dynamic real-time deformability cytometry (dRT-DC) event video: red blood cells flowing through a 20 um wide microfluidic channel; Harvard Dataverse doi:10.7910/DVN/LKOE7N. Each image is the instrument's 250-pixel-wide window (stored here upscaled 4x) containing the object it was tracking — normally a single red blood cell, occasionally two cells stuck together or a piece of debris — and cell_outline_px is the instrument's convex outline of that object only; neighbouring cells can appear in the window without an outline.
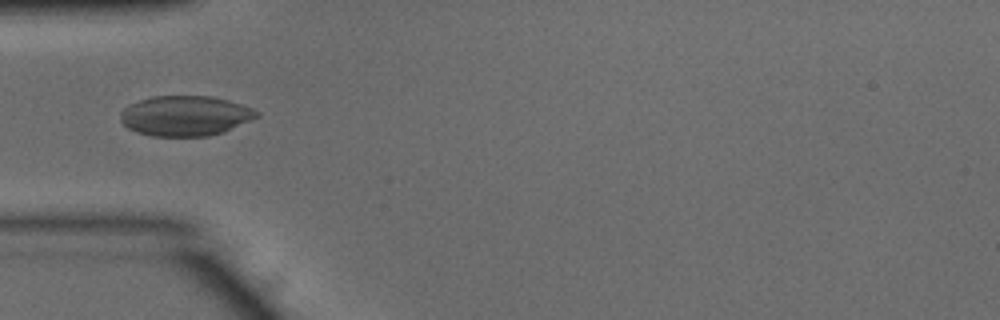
{"species": "common noctule bat (a hibernating species)", "species_latin": "Nyctalus noctula", "temperature_condition": "warm", "stored_images_in_passage": 8, "camera_frame_rate_fps": 3000, "um_per_image_px": 0.085, "animal": {"sex": "male", "body_mass_g": 15.6}, "frame": {"image": 1, "passage_image": 1, "time_ms": 0.0, "image_size_px": [1000, 320], "cell_outline_px": [[260, 116], [224, 132], [208, 136], [152, 136], [136, 132], [128, 128], [120, 120], [120, 112], [128, 104], [152, 96], [208, 96], [228, 100], [252, 108], [260, 112]], "centroid_in_image_um": [15.74, 9.84], "position_along_channel_um": 69.3, "area_um2": 31.96}}